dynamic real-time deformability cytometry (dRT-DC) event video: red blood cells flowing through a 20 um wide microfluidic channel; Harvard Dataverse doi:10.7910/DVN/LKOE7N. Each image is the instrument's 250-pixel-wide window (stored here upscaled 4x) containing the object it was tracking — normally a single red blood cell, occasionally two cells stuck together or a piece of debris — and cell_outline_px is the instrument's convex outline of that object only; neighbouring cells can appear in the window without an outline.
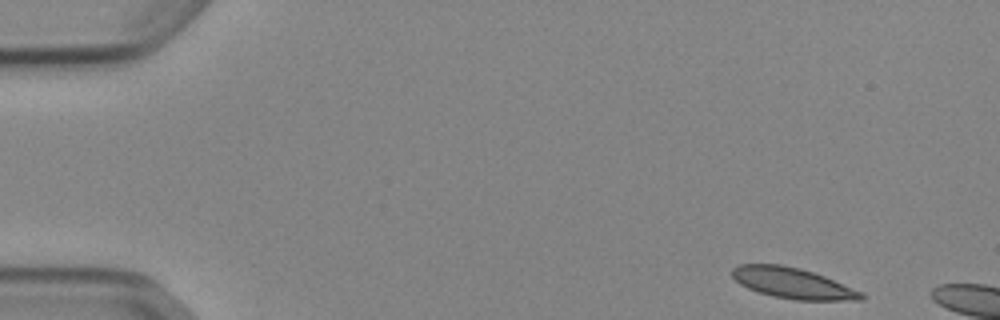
{"species": "Egyptian fruit bat (a non-hibernating species)", "species_latin": "Rousettus aegyptiacus", "temperature_condition": "cold", "stored_images_in_passage": 5, "camera_frame_rate_fps": 3000, "um_per_image_px": 0.085, "animal": {"sex": "female"}, "frame": {"image": 1, "passage_image": 1, "time_ms": 0.0, "image_size_px": [1000, 320], "cell_outline_px": [[864, 300], [796, 300], [772, 296], [748, 288], [740, 284], [732, 276], [732, 268], [740, 264], [780, 264], [800, 268], [824, 276], [864, 292]], "centroid_in_image_um": [67.4, 24.07], "position_along_channel_um": 17.6, "area_um2": 23.06}}